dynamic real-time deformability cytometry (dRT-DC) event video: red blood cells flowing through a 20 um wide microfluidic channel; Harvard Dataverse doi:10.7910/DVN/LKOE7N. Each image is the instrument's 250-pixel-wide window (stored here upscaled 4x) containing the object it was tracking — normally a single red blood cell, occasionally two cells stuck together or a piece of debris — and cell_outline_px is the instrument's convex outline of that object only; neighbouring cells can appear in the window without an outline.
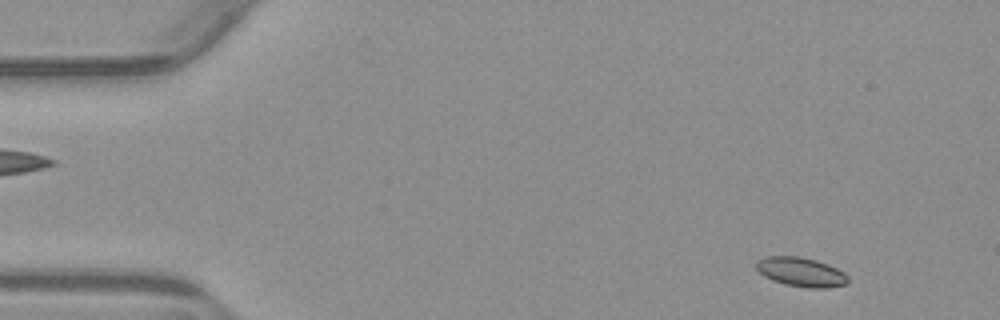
{"species": "common noctule bat (a hibernating species)", "species_latin": "Nyctalus noctula", "temperature_condition": "warm", "stored_images_in_passage": 53, "camera_frame_rate_fps": 3000, "um_per_image_px": 0.085, "animal": {"sex": "male", "body_mass_g": 23.1, "forearm_length_mm": 52.7}, "frame": {"image": 1, "passage_image": 4, "time_ms": 1.0, "image_size_px": [1000, 320], "cell_outline_px": [[848, 280], [844, 284], [828, 288], [808, 288], [784, 284], [772, 280], [764, 276], [756, 268], [756, 260], [768, 256], [800, 256], [816, 260], [828, 264], [844, 272], [848, 276]], "centroid_in_image_um": [68.07, 23.11], "position_along_channel_um": 16.9, "area_um2": 15.66}}
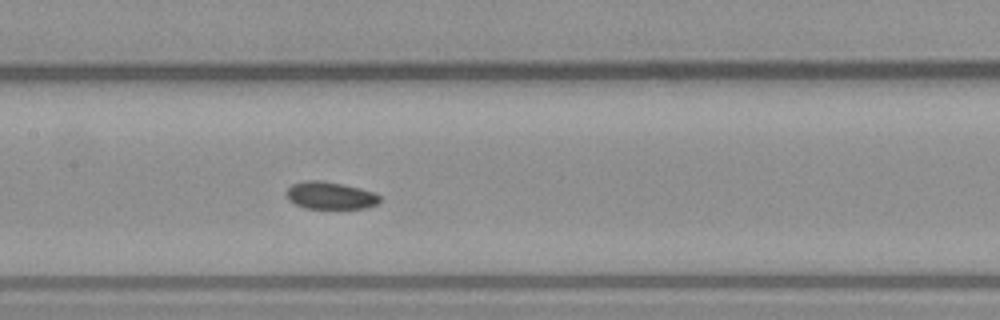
{"frame": {"image": 2, "passage_image": 25, "time_ms": 8.0, "image_size_px": [1000, 320], "cell_outline_px": [[380, 200], [376, 204], [364, 208], [304, 208], [288, 200], [288, 188], [292, 184], [304, 180], [324, 180], [344, 184], [376, 192], [380, 196]], "centroid_in_image_um": [28.09, 16.6], "position_along_channel_um": 179.3, "area_um2": 14.91}}
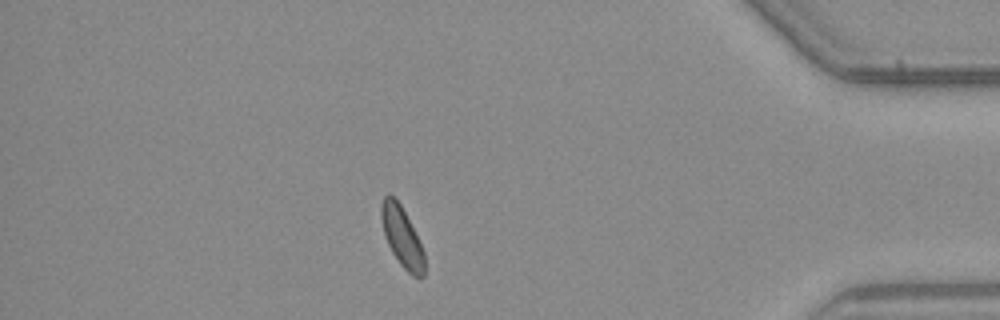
{"frame": {"image": 3, "passage_image": 46, "time_ms": 15.0, "image_size_px": [1000, 320], "cell_outline_px": [[424, 276], [412, 276], [400, 264], [392, 252], [384, 236], [380, 216], [380, 204], [384, 196], [388, 192], [400, 204], [424, 252]], "centroid_in_image_um": [34.12, 20.11], "position_along_channel_um": 401.1, "area_um2": 14.8}}